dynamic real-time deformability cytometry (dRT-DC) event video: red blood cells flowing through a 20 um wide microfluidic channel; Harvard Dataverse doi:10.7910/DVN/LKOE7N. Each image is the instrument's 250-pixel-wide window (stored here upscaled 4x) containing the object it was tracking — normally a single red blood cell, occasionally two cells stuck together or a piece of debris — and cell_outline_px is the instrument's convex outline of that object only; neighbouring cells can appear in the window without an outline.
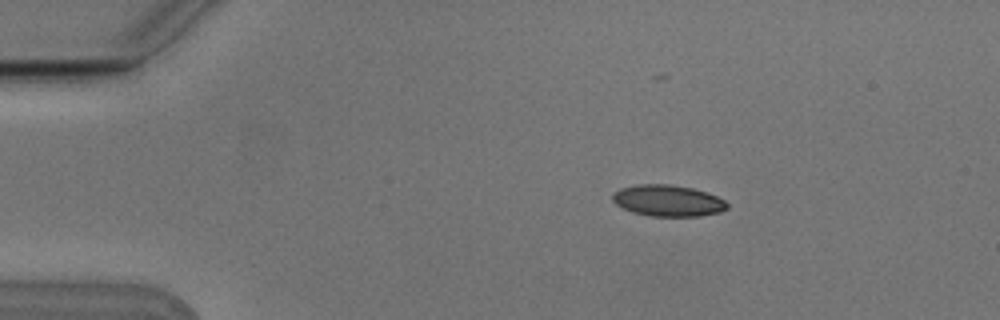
{"species": "Egyptian fruit bat (a non-hibernating species)", "species_latin": "Rousettus aegyptiacus", "temperature_condition": "cold", "stored_images_in_passage": 4, "camera_frame_rate_fps": 3000, "um_per_image_px": 0.085, "animal": {"sex": "male"}, "frame": {"image": 1, "passage_image": 2, "time_ms": 0.333, "image_size_px": [1000, 320], "cell_outline_px": [[728, 208], [720, 212], [700, 216], [652, 216], [632, 212], [616, 204], [612, 200], [612, 196], [620, 188], [636, 184], [668, 184], [692, 188], [708, 192], [724, 200], [728, 204]], "centroid_in_image_um": [56.78, 17.05], "position_along_channel_um": 28.2, "area_um2": 20.92}}